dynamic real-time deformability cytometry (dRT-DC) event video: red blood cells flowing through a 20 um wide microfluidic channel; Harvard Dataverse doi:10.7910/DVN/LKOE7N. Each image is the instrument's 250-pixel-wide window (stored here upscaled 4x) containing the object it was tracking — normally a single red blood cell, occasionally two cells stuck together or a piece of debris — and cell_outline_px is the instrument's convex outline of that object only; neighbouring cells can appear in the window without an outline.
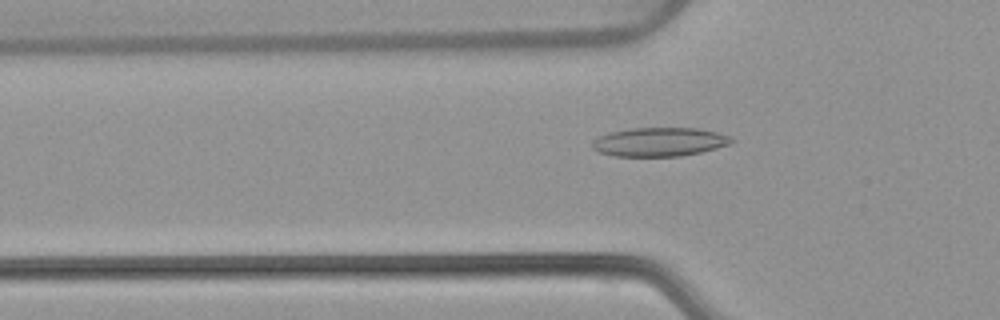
{"species": "common noctule bat (a hibernating species)", "species_latin": "Nyctalus noctula", "temperature_condition": "warm", "stored_images_in_passage": 52, "camera_frame_rate_fps": 3000, "um_per_image_px": 0.085, "animal": {"sex": "female", "body_mass_g": 22.7, "forearm_length_mm": 54.2}, "frame": {"image": 1, "passage_image": 17, "time_ms": 5.333, "image_size_px": [1000, 320], "cell_outline_px": [[732, 140], [728, 144], [716, 148], [700, 152], [680, 156], [616, 156], [596, 152], [592, 148], [592, 140], [600, 136], [612, 132], [632, 128], [696, 128], [716, 132], [732, 136]], "centroid_in_image_um": [56.02, 12.06], "position_along_channel_um": 69.8, "area_um2": 23.24}}
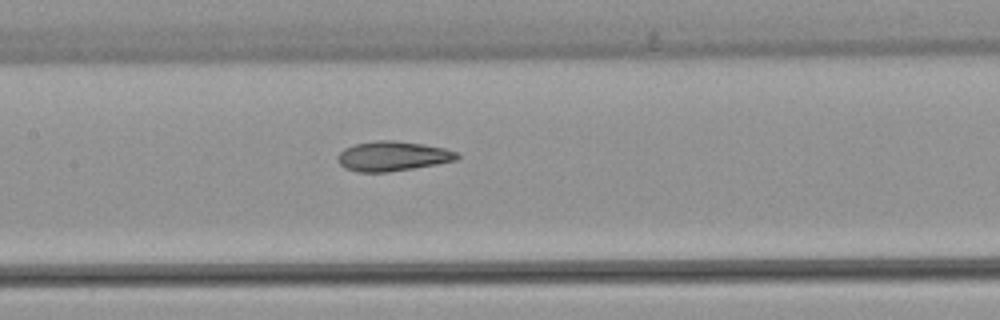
{"frame": {"image": 2, "passage_image": 25, "time_ms": 8.0, "image_size_px": [1000, 320], "cell_outline_px": [[460, 156], [456, 160], [436, 164], [388, 172], [356, 172], [344, 168], [340, 164], [340, 152], [344, 148], [356, 144], [376, 140], [396, 140], [424, 144], [444, 148], [456, 152]], "centroid_in_image_um": [33.38, 13.27], "position_along_channel_um": 174.0, "area_um2": 20.52}}
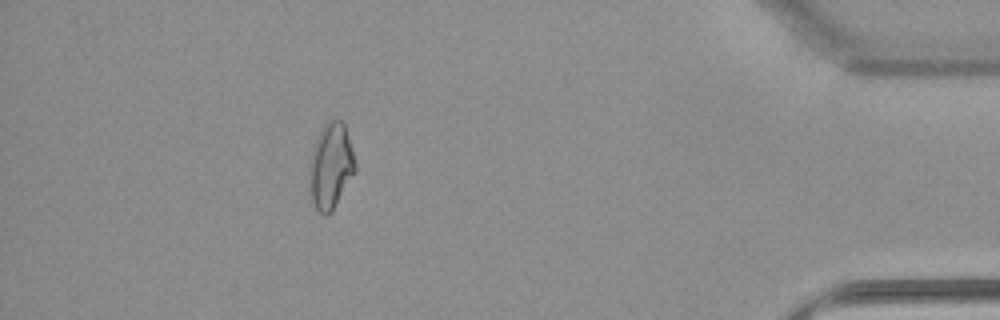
{"frame": {"image": 3, "passage_image": 47, "time_ms": 15.333, "image_size_px": [1000, 320], "cell_outline_px": [[356, 172], [332, 212], [324, 216], [316, 208], [312, 200], [308, 188], [312, 152], [316, 136], [324, 124], [328, 120], [344, 120], [352, 148], [356, 164]], "centroid_in_image_um": [28.13, 14.11], "position_along_channel_um": 407.1, "area_um2": 23.18}, "authors_computed_cell_mechanics": {"area_um2": 21.4727, "velocity_mm_per_s": 3.8813, "shape_relaxation_time_tau1_ms": null, "shape_relaxation_time_tau2_ms": 2.0171, "deformation_change_tau1": null, "deformation_change_tau2": 0.0852}}